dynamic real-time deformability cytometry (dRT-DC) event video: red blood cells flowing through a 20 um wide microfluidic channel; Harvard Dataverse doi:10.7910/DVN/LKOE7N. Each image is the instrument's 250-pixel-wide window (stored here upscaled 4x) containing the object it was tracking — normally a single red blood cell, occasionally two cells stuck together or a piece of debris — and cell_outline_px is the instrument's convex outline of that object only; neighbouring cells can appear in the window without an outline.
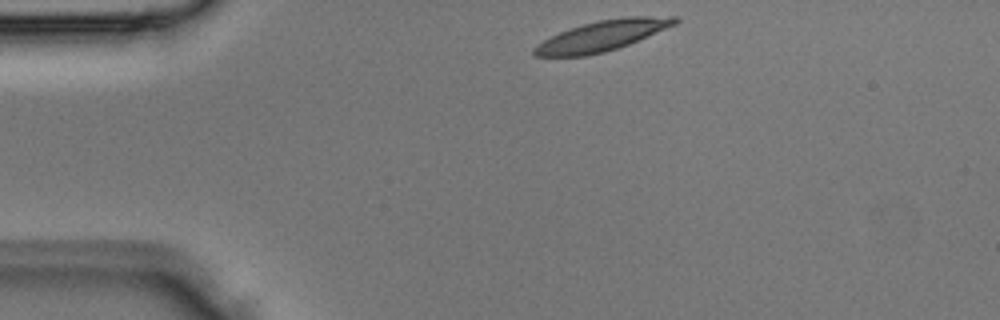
{"species": "Egyptian fruit bat (a non-hibernating species)", "species_latin": "Rousettus aegyptiacus", "temperature_condition": "room temperature", "stored_images_in_passage": 3, "camera_frame_rate_fps": 3000, "um_per_image_px": 0.085, "animal": {"sex": "male"}, "frame": {"image": 1, "passage_image": 3, "time_ms": 0.667, "image_size_px": [1000, 320], "cell_outline_px": [[680, 20], [676, 24], [628, 44], [604, 52], [584, 56], [536, 56], [532, 52], [532, 48], [536, 44], [560, 32], [584, 24], [600, 20], [628, 16], [676, 16]], "centroid_in_image_um": [51.19, 3.03], "position_along_channel_um": 33.8, "area_um2": 24.51}}